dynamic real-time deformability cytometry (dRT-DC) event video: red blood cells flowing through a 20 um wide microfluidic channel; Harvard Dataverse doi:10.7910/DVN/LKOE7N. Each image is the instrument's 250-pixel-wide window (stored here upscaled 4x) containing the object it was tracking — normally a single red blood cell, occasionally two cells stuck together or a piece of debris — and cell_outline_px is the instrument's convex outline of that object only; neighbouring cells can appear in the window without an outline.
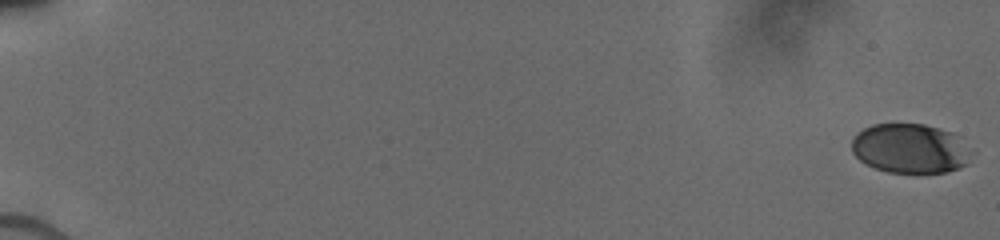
{"species": "human", "species_latin": "Homo sapiens", "temperature_condition": "cold", "stored_images_in_passage": 36, "camera_frame_rate_fps": 3000, "um_per_image_px": 0.085, "donor": {"sex": "male"}, "frame": {"image": 1, "passage_image": 1, "time_ms": 0.0, "image_size_px": [1000, 240], "cell_outline_px": [[976, 152], [968, 164], [944, 172], [888, 172], [876, 168], [860, 160], [852, 152], [852, 140], [856, 132], [872, 124], [924, 124], [952, 132]], "centroid_in_image_um": [77.4, 12.61], "position_along_channel_um": 7.6, "area_um2": 34.74}}
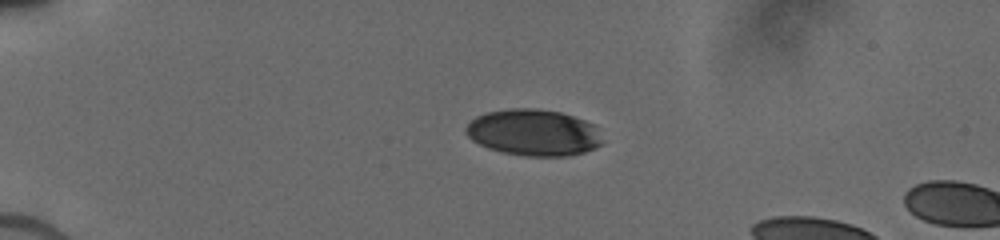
{"frame": {"image": 2, "passage_image": 32, "time_ms": 4.667, "image_size_px": [1000, 240], "cell_outline_px": [[604, 140], [600, 144], [584, 152], [564, 156], [524, 156], [504, 152], [488, 148], [472, 140], [464, 132], [464, 128], [476, 116], [488, 112], [508, 108], [536, 108], [560, 112], [596, 124]], "centroid_in_image_um": [45.36, 11.26], "position_along_channel_um": 39.6, "area_um2": 37.05}}